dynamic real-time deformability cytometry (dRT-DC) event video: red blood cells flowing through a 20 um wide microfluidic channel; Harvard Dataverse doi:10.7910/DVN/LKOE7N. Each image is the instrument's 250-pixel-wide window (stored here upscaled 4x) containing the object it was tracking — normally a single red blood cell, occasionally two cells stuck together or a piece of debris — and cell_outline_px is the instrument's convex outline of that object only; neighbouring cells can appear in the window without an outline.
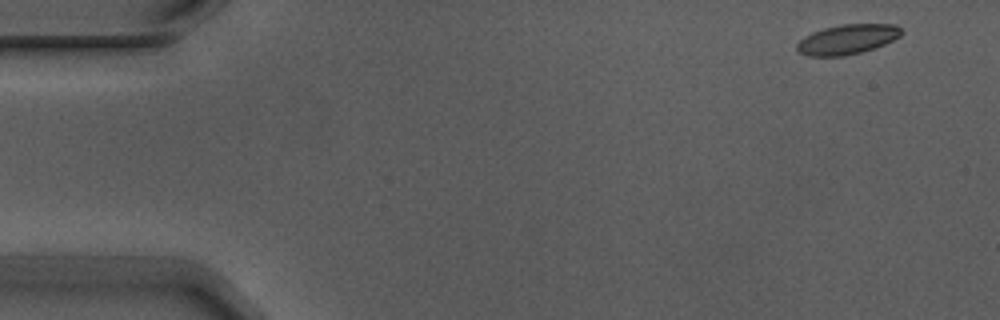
{"species": "Egyptian fruit bat (a non-hibernating species)", "species_latin": "Rousettus aegyptiacus", "temperature_condition": "warm", "stored_images_in_passage": 3, "camera_frame_rate_fps": 3000, "um_per_image_px": 0.085, "animal": {"sex": "male"}, "frame": {"image": 1, "passage_image": 1, "time_ms": 0.0, "image_size_px": [1000, 320], "cell_outline_px": [[904, 32], [900, 36], [884, 44], [860, 52], [844, 56], [808, 56], [800, 52], [796, 48], [796, 44], [804, 36], [812, 32], [824, 28], [840, 24], [896, 24]], "centroid_in_image_um": [72.01, 3.33], "position_along_channel_um": 13.0, "area_um2": 18.09}}